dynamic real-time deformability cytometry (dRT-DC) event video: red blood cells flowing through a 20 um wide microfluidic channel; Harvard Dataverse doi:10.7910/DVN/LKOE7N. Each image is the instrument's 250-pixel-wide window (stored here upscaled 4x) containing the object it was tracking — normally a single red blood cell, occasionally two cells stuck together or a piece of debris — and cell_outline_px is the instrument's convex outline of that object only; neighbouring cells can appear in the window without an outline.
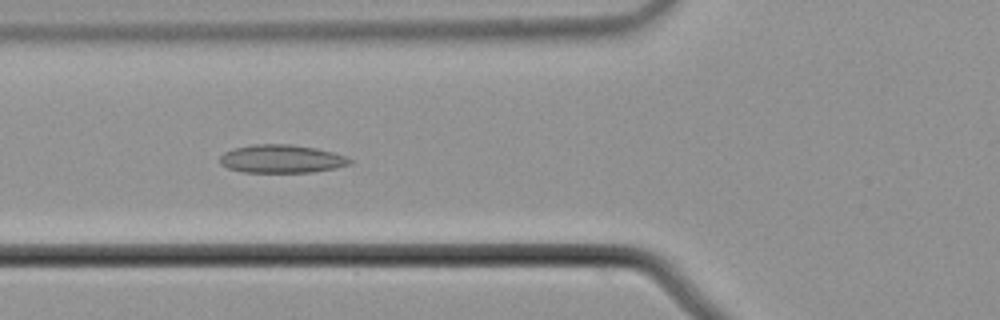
{"species": "common noctule bat (a hibernating species)", "species_latin": "Nyctalus noctula", "temperature_condition": "cold", "stored_images_in_passage": 55, "camera_frame_rate_fps": 3000, "um_per_image_px": 0.085, "animal": {"sex": "male", "body_mass_g": 21.5, "forearm_length_mm": 52.0}, "frame": {"image": 1, "passage_image": 21, "time_ms": 6.667, "image_size_px": [1000, 320], "cell_outline_px": [[352, 164], [336, 168], [312, 172], [244, 172], [228, 168], [220, 164], [220, 156], [224, 152], [232, 148], [252, 144], [288, 144], [316, 148], [348, 156], [352, 160]], "centroid_in_image_um": [23.94, 13.5], "position_along_channel_um": 101.9, "area_um2": 21.5}}
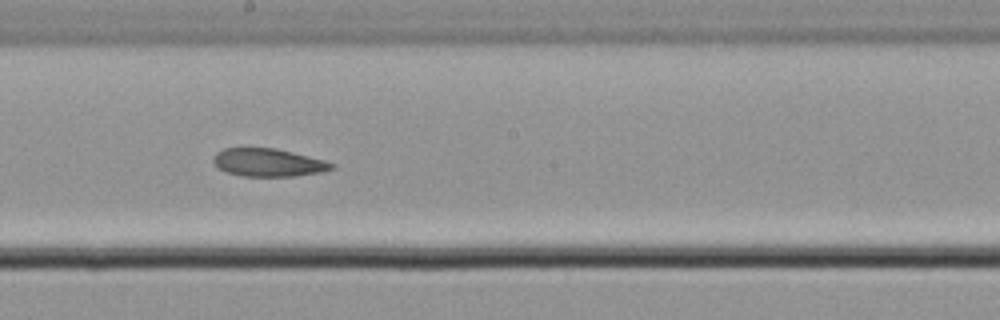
{"frame": {"image": 2, "passage_image": 31, "time_ms": 10.0, "image_size_px": [1000, 320], "cell_outline_px": [[336, 168], [324, 172], [296, 176], [244, 176], [228, 172], [220, 168], [212, 160], [212, 156], [216, 152], [224, 148], [276, 148], [324, 160], [336, 164]], "centroid_in_image_um": [22.85, 13.81], "position_along_channel_um": 225.4, "area_um2": 19.31}}
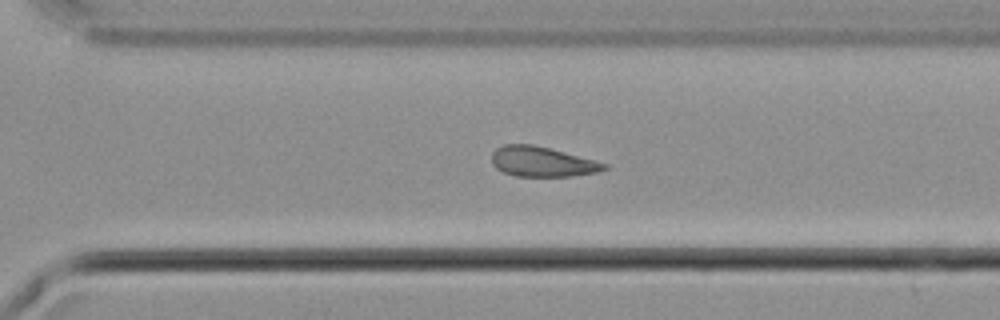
{"frame": {"image": 3, "passage_image": 39, "time_ms": 12.667, "image_size_px": [1000, 320], "cell_outline_px": [[608, 168], [596, 172], [572, 176], [516, 176], [504, 172], [496, 168], [492, 164], [492, 152], [496, 148], [504, 144], [532, 144], [564, 152], [608, 164]], "centroid_in_image_um": [46.05, 13.74], "position_along_channel_um": 324.6, "area_um2": 19.48}}